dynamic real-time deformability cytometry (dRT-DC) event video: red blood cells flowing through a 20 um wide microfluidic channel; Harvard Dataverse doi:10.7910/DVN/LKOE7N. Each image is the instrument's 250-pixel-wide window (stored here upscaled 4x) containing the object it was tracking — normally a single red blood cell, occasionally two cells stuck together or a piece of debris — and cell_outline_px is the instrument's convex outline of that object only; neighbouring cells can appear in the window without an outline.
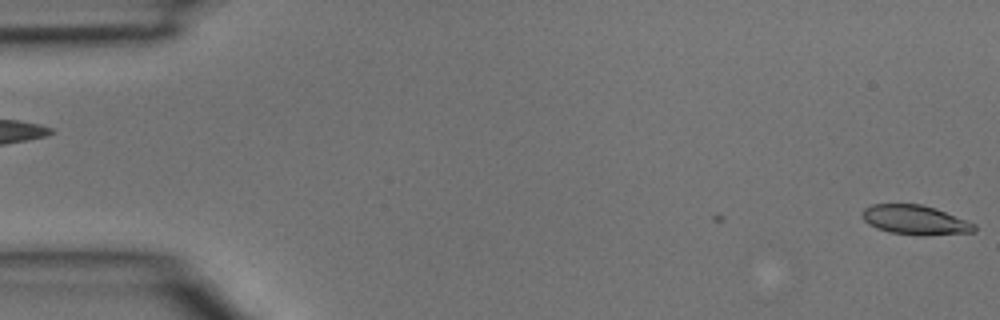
{"species": "common noctule bat (a hibernating species)", "species_latin": "Nyctalus noctula", "temperature_condition": "room temperature", "stored_images_in_passage": 3, "camera_frame_rate_fps": 3000, "um_per_image_px": 0.085, "animal": {"sex": "male", "body_mass_g": 15.6}, "frame": {"image": 1, "passage_image": 1, "time_ms": 0.0, "image_size_px": [1000, 320], "cell_outline_px": [[976, 232], [924, 236], [920, 236], [888, 232], [876, 228], [868, 224], [860, 216], [864, 208], [872, 204], [920, 204], [936, 208], [976, 224]], "centroid_in_image_um": [77.78, 18.71], "position_along_channel_um": 7.2, "area_um2": 19.54}}